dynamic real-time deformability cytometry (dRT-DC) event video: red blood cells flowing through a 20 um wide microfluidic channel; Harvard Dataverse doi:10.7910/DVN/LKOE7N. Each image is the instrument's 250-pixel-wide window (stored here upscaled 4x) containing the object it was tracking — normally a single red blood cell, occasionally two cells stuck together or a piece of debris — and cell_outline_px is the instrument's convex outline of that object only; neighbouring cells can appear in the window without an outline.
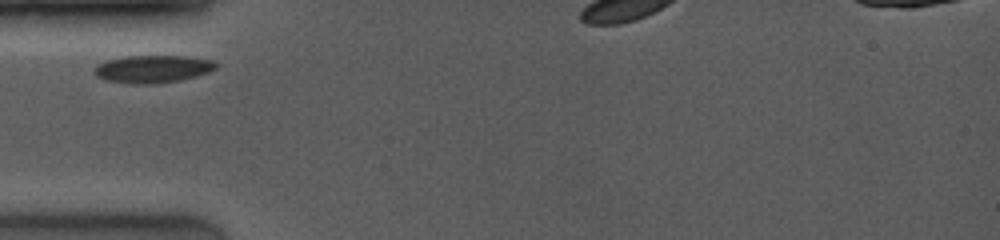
{"species": "common noctule bat (a hibernating species)", "species_latin": "Nyctalus noctula", "temperature_condition": "room temperature", "stored_images_in_passage": 23, "camera_frame_rate_fps": 4000, "um_per_image_px": 0.085, "animal": {"sex": "female", "body_mass_g": 19.0, "forearm_length_mm": 53.3}, "frame": {"image": 1, "passage_image": 1, "time_ms": 0.0, "image_size_px": [1000, 240], "cell_outline_px": [[220, 64], [216, 68], [208, 72], [196, 76], [180, 80], [152, 84], [132, 84], [104, 80], [96, 76], [92, 72], [100, 64], [108, 60], [124, 56], [188, 56], [212, 60]], "centroid_in_image_um": [13.0, 5.86], "position_along_channel_um": 72.0, "area_um2": 19.59}}
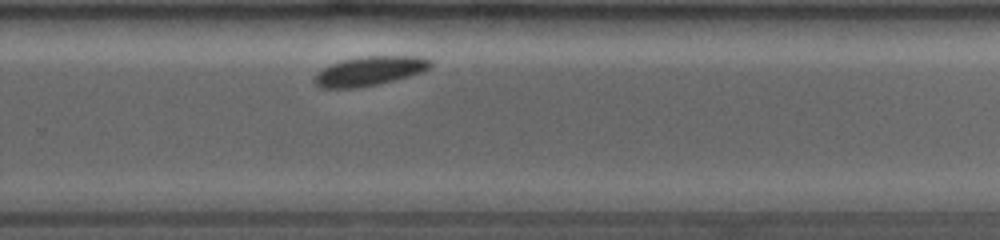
{"frame": {"image": 2, "passage_image": 16, "time_ms": 6.0, "image_size_px": [1000, 240], "cell_outline_px": [[432, 68], [408, 76], [380, 84], [356, 88], [320, 88], [312, 80], [316, 72], [332, 64], [344, 60], [364, 56], [420, 56], [432, 60]], "centroid_in_image_um": [31.42, 6.04], "position_along_channel_um": 298.4, "area_um2": 19.83}}
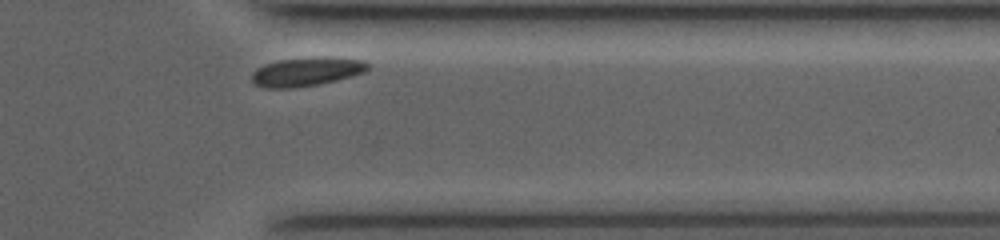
{"frame": {"image": 3, "passage_image": 22, "time_ms": 8.25, "image_size_px": [1000, 240], "cell_outline_px": [[368, 68], [364, 72], [352, 76], [320, 84], [292, 88], [264, 88], [256, 84], [252, 80], [252, 72], [256, 68], [264, 64], [280, 60], [316, 56], [332, 56], [364, 60], [368, 64]], "centroid_in_image_um": [26.06, 6.08], "position_along_channel_um": 385.3, "area_um2": 19.71}}